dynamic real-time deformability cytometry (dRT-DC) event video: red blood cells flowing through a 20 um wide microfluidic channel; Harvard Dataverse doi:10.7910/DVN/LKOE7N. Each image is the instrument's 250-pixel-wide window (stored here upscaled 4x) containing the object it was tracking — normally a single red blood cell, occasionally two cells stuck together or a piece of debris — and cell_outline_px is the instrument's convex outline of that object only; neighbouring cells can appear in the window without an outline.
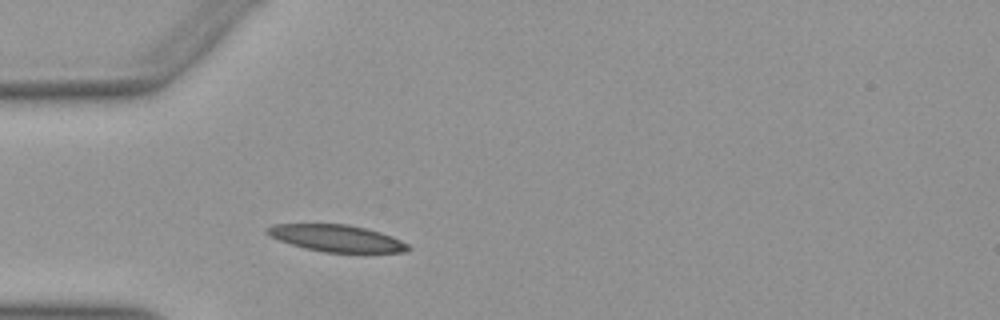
{"species": "Egyptian fruit bat (a non-hibernating species)", "species_latin": "Rousettus aegyptiacus", "temperature_condition": "warm", "stored_images_in_passage": 31, "camera_frame_rate_fps": 3000, "um_per_image_px": 0.085, "animal": {"sex": "female"}, "frame": {"image": 1, "passage_image": 5, "time_ms": 1.333, "image_size_px": [1000, 320], "cell_outline_px": [[412, 248], [408, 252], [324, 252], [304, 248], [268, 236], [264, 232], [264, 228], [272, 224], [348, 224], [380, 232], [392, 236], [408, 244]], "centroid_in_image_um": [28.58, 20.24], "position_along_channel_um": 56.4, "area_um2": 22.08}, "authors_computed_cell_mechanics": {"area_um2": 19.0162, "velocity_mm_per_s": 3.9748, "shape_relaxation_time_tau1_ms": 6.0535, "shape_relaxation_time_tau2_ms": 6.13, "deformation_change_tau1": 0.1199, "deformation_change_tau2": 0.1554}}